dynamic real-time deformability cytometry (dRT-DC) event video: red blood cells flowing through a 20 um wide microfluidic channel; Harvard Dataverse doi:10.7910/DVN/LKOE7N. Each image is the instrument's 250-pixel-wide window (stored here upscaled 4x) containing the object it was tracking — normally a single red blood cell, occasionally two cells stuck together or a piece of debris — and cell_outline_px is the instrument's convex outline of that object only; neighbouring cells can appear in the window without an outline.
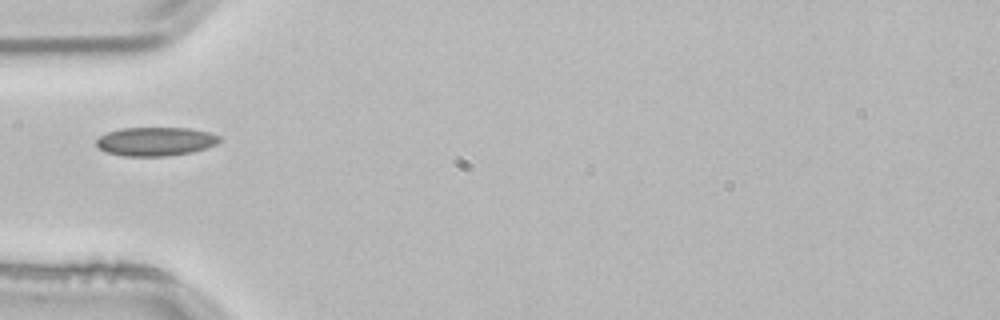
{"species": "common noctule bat (a hibernating species)", "species_latin": "Nyctalus noctula", "temperature_condition": "room temperature", "stored_images_in_passage": 1, "camera_frame_rate_fps": 3000, "um_per_image_px": 0.085, "animal": {"sex": "male", "body_mass_g": 21.5, "forearm_length_mm": 52.0}, "frame": {"image": 1, "passage_image": 1, "time_ms": 0.0, "image_size_px": [1000, 320], "cell_outline_px": [[220, 140], [216, 144], [192, 152], [168, 156], [124, 156], [104, 152], [96, 144], [96, 140], [100, 136], [108, 132], [120, 128], [192, 128], [208, 132], [220, 136]], "centroid_in_image_um": [13.2, 12.02], "position_along_channel_um": 71.8, "area_um2": 20.63}}